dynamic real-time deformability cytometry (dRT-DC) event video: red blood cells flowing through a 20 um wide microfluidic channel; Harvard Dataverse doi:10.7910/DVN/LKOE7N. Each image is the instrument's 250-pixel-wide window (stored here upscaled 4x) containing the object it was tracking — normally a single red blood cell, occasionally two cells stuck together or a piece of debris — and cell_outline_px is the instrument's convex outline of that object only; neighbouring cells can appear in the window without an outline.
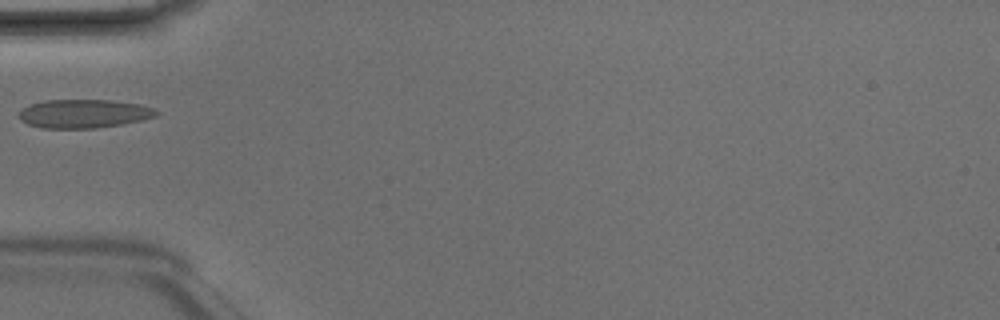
{"species": "Egyptian fruit bat (a non-hibernating species)", "species_latin": "Rousettus aegyptiacus", "temperature_condition": "room temperature", "stored_images_in_passage": 2, "camera_frame_rate_fps": 3000, "um_per_image_px": 0.085, "animal": {"sex": "male"}, "frame": {"image": 1, "passage_image": 2, "time_ms": 0.333, "image_size_px": [1000, 320], "cell_outline_px": [[160, 112], [156, 116], [124, 124], [96, 128], [40, 128], [28, 124], [20, 120], [16, 116], [28, 104], [44, 100], [112, 100], [140, 104], [156, 108]], "centroid_in_image_um": [7.13, 9.66], "position_along_channel_um": 77.9, "area_um2": 23.18}}